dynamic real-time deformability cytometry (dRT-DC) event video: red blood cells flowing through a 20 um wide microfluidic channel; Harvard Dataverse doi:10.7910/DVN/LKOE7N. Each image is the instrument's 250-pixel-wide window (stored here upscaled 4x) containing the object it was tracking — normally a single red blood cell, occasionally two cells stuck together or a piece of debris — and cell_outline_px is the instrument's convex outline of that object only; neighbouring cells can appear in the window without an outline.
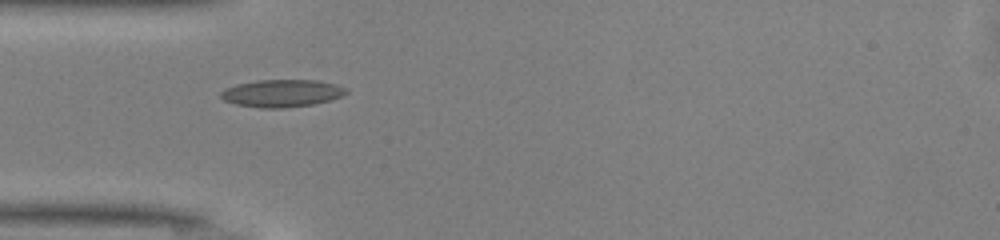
{"species": "common noctule bat (a hibernating species)", "species_latin": "Nyctalus noctula", "temperature_condition": "warm", "stored_images_in_passage": 25, "camera_frame_rate_fps": 3000, "um_per_image_px": 0.085, "animal": {"sex": "male", "body_mass_g": 13.0, "forearm_length_mm": 53.1}, "frame": {"image": 1, "passage_image": 1, "time_ms": 0.0, "image_size_px": [1000, 240], "cell_outline_px": [[348, 92], [332, 100], [312, 104], [280, 108], [260, 108], [236, 104], [224, 100], [220, 96], [220, 92], [224, 88], [236, 84], [256, 80], [316, 80], [336, 84], [348, 88]], "centroid_in_image_um": [23.95, 7.92], "position_along_channel_um": 61.1, "area_um2": 20.11}}
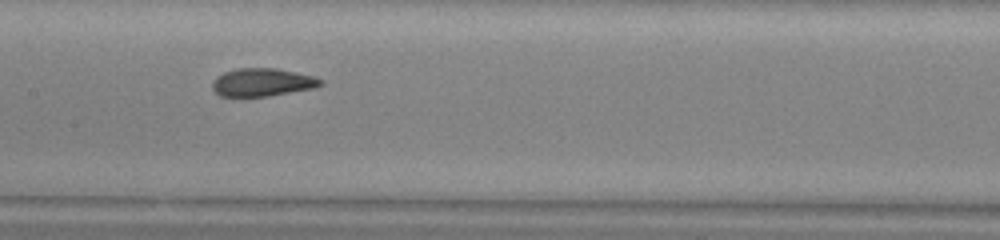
{"frame": {"image": 2, "passage_image": 10, "time_ms": 3.0, "image_size_px": [1000, 240], "cell_outline_px": [[324, 84], [312, 88], [264, 96], [220, 96], [212, 88], [212, 84], [216, 76], [224, 72], [236, 68], [276, 68], [296, 72], [312, 76], [324, 80]], "centroid_in_image_um": [22.28, 6.98], "position_along_channel_um": 185.1, "area_um2": 17.46}}
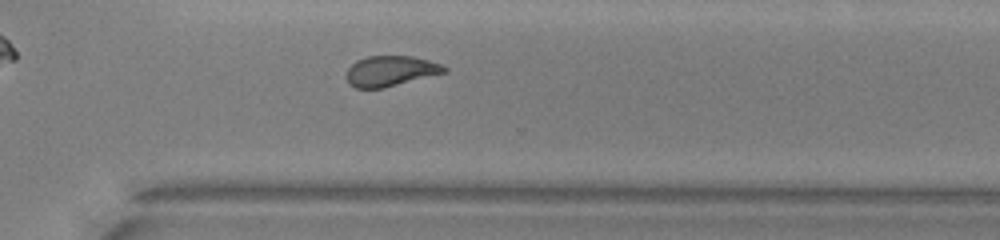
{"frame": {"image": 3, "passage_image": 21, "time_ms": 6.667, "image_size_px": [1000, 240], "cell_outline_px": [[448, 72], [384, 88], [356, 88], [348, 84], [344, 76], [348, 68], [356, 60], [368, 56], [412, 56], [428, 60], [440, 64], [448, 68]], "centroid_in_image_um": [33.17, 6.04], "position_along_channel_um": 337.4, "area_um2": 17.57}, "authors_computed_cell_mechanics": {"area_um2": 17.9758, "velocity_mm_per_s": 4.1589, "shape_relaxation_time_tau1_ms": 6.4715, "shape_relaxation_time_tau2_ms": 1.4874, "deformation_change_tau1": 0.1831, "deformation_change_tau2": 0.074}}